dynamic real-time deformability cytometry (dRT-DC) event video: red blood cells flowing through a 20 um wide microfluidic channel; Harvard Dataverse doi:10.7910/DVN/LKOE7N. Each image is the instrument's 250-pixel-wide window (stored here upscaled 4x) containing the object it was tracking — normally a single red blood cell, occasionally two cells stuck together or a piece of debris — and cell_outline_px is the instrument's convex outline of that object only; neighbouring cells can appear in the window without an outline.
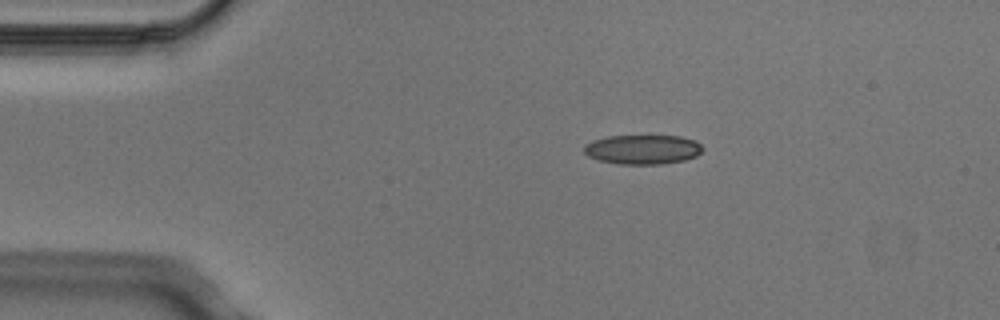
{"species": "Egyptian fruit bat (a non-hibernating species)", "species_latin": "Rousettus aegyptiacus", "temperature_condition": "cold", "stored_images_in_passage": 4, "camera_frame_rate_fps": 3000, "um_per_image_px": 0.085, "animal": {"sex": "male"}, "frame": {"image": 1, "passage_image": 1, "time_ms": 0.0, "image_size_px": [1000, 320], "cell_outline_px": [[704, 148], [696, 156], [684, 160], [660, 164], [616, 164], [596, 160], [588, 156], [584, 152], [584, 144], [592, 140], [608, 136], [680, 136], [696, 140]], "centroid_in_image_um": [54.6, 12.7], "position_along_channel_um": 30.4, "area_um2": 20.52}}
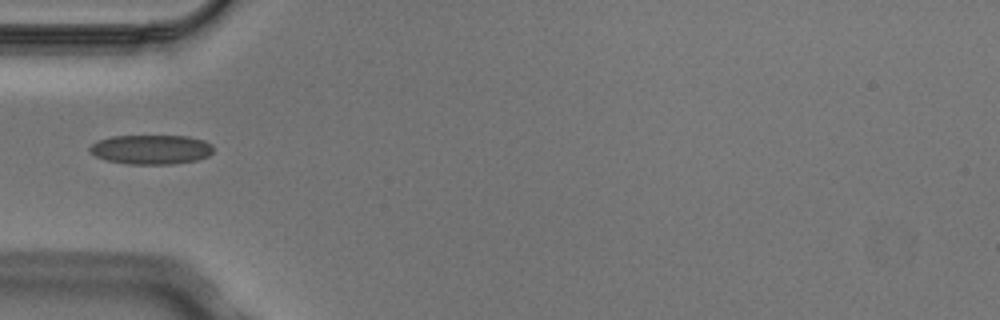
{"frame": {"image": 2, "passage_image": 3, "time_ms": 0.667, "image_size_px": [1000, 320], "cell_outline_px": [[212, 152], [208, 156], [196, 160], [172, 164], [128, 164], [108, 160], [96, 156], [88, 152], [88, 148], [96, 140], [112, 136], [188, 136], [204, 140], [212, 144]], "centroid_in_image_um": [12.82, 12.7], "position_along_channel_um": 72.2, "area_um2": 21.27}}
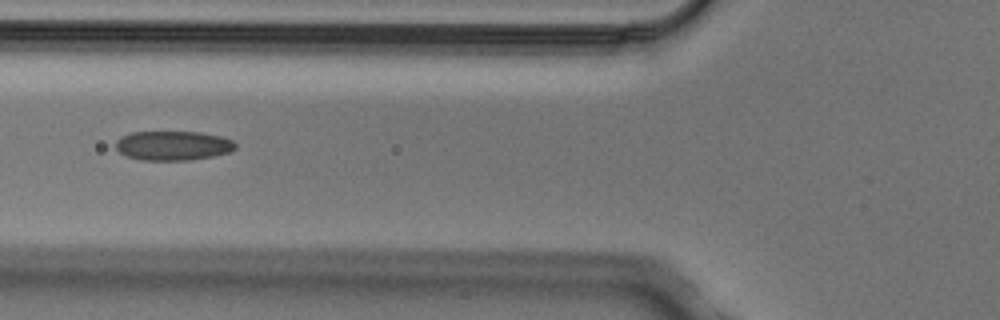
{"frame": {"image": 3, "passage_image": 4, "time_ms": 1.0, "image_size_px": [1000, 320], "cell_outline_px": [[236, 148], [228, 152], [212, 156], [192, 160], [140, 160], [128, 156], [120, 152], [116, 148], [116, 140], [120, 136], [132, 132], [200, 132], [220, 136], [232, 140], [236, 144]], "centroid_in_image_um": [14.69, 12.37], "position_along_channel_um": 111.1, "area_um2": 20.46}}